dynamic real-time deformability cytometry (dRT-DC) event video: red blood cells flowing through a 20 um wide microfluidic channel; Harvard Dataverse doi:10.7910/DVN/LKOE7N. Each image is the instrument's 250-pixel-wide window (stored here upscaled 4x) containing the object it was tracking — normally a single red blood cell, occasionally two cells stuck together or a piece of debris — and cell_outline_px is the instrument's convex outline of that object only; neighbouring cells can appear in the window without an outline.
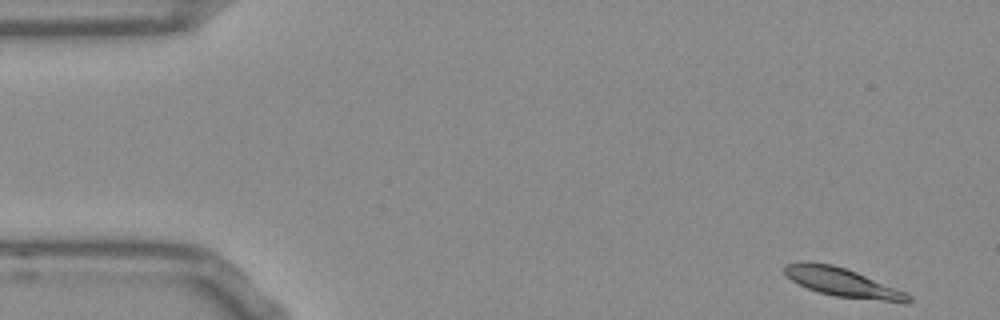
{"species": "Egyptian fruit bat (a non-hibernating species)", "species_latin": "Rousettus aegyptiacus", "temperature_condition": "room temperature", "stored_images_in_passage": 51, "camera_frame_rate_fps": 3000, "um_per_image_px": 0.085, "frame": {"image": 1, "passage_image": 1, "time_ms": 0.0, "image_size_px": [1000, 320], "cell_outline_px": [[912, 300], [908, 304], [904, 304], [836, 296], [820, 292], [808, 288], [792, 280], [784, 272], [784, 264], [832, 264], [856, 272], [904, 292], [912, 296]], "centroid_in_image_um": [71.73, 24.07], "position_along_channel_um": 13.3, "area_um2": 20.0}}
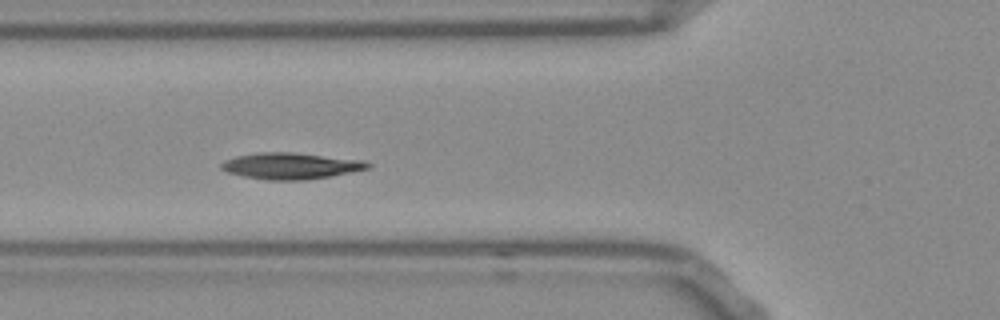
{"frame": {"image": 2, "passage_image": 17, "time_ms": 5.333, "image_size_px": [1000, 320], "cell_outline_px": [[372, 164], [368, 168], [332, 176], [304, 180], [268, 180], [244, 176], [228, 172], [220, 168], [220, 164], [224, 160], [236, 156], [256, 152], [292, 152], [364, 160]], "centroid_in_image_um": [24.7, 14.09], "position_along_channel_um": 101.1, "area_um2": 22.48}}
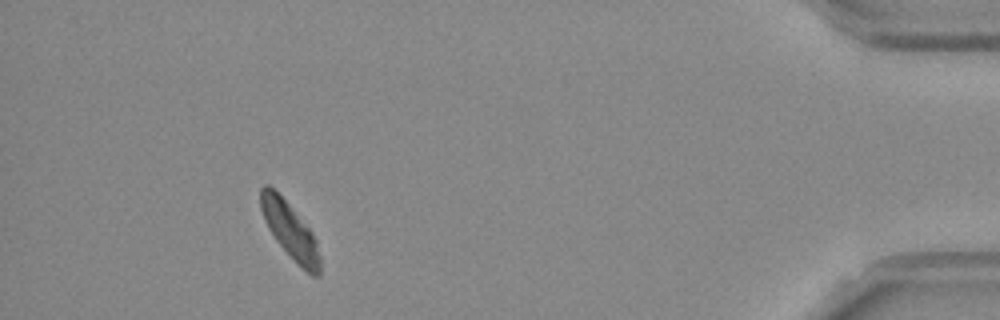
{"frame": {"image": 3, "passage_image": 47, "time_ms": 15.333, "image_size_px": [1000, 320], "cell_outline_px": [[320, 276], [312, 276], [296, 264], [276, 240], [268, 228], [264, 220], [260, 208], [260, 188], [264, 184], [268, 184], [288, 204], [312, 232], [316, 240], [320, 256]], "centroid_in_image_um": [24.65, 19.64], "position_along_channel_um": 410.6, "area_um2": 19.25}, "authors_computed_cell_mechanics": {"area_um2": 20.8658, "velocity_mm_per_s": 3.726, "shape_relaxation_time_tau1_ms": 4.0254, "shape_relaxation_time_tau2_ms": 4.4457, "deformation_change_tau1": 0.1137, "deformation_change_tau2": 0.0718}}